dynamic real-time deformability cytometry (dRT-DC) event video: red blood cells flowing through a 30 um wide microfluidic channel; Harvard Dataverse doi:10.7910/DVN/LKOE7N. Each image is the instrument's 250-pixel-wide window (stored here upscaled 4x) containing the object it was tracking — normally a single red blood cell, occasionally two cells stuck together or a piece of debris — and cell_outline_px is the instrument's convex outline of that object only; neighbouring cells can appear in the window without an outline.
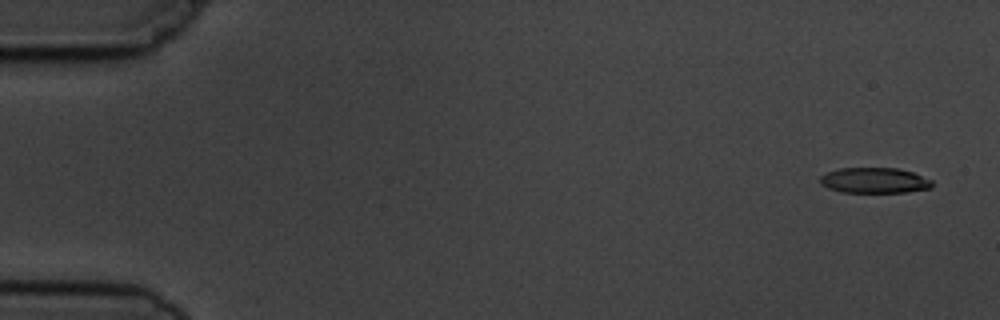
{"species": "common noctule bat (a hibernating species)", "species_latin": "Nyctalus noctula", "temperature_condition": "cold", "stored_images_in_passage": 6, "segment_of_instrument_passage": [1, 2], "camera_frame_rate_fps": 3000, "um_per_image_px": 0.085, "animal": {"sex": "male", "body_mass_g": 19.5, "forearm_length_mm": 54.6}, "frame": {"image": 1, "passage_image": 1, "time_ms": 0.0, "image_size_px": [1000, 320], "cell_outline_px": [[932, 188], [908, 192], [840, 192], [828, 188], [820, 184], [820, 176], [828, 172], [840, 168], [896, 168], [912, 172], [932, 180]], "centroid_in_image_um": [74.32, 15.34], "position_along_channel_um": 10.7, "area_um2": 16.65}}